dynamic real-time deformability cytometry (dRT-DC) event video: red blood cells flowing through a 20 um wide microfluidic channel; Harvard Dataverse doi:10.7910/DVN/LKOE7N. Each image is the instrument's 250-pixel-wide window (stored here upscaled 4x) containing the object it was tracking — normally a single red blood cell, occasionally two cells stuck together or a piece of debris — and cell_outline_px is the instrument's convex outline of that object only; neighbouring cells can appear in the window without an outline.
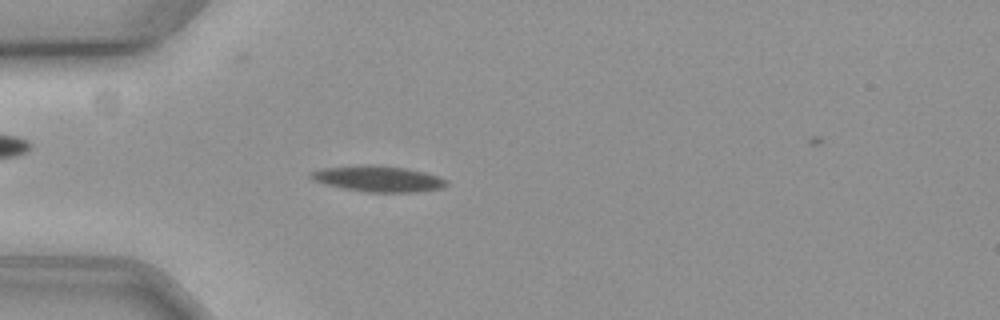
{"species": "common noctule bat (a hibernating species)", "species_latin": "Nyctalus noctula", "temperature_condition": "cold", "stored_images_in_passage": 56, "camera_frame_rate_fps": 3000, "um_per_image_px": 0.085, "animal": {"sex": "female", "body_mass_g": 19.3, "forearm_length_mm": 54.1}, "frame": {"image": 1, "passage_image": 17, "time_ms": 5.333, "image_size_px": [1000, 320], "cell_outline_px": [[448, 184], [440, 188], [412, 192], [368, 192], [344, 188], [312, 180], [308, 176], [308, 172], [324, 168], [360, 164], [372, 164], [408, 168], [424, 172], [436, 176], [444, 180]], "centroid_in_image_um": [32.08, 15.17], "position_along_channel_um": 52.9, "area_um2": 20.35}}
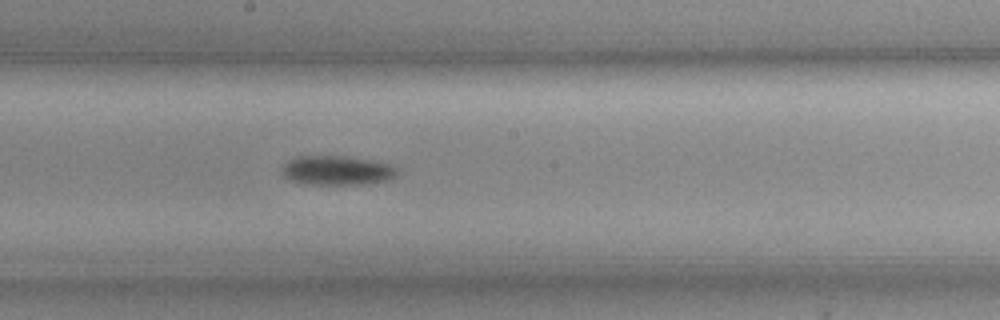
{"frame": {"image": 2, "passage_image": 32, "time_ms": 10.333, "image_size_px": [1000, 320], "cell_outline_px": [[396, 176], [392, 180], [364, 184], [304, 184], [292, 180], [284, 176], [280, 172], [284, 164], [288, 160], [296, 156], [344, 156], [372, 160], [388, 164], [396, 168]], "centroid_in_image_um": [28.63, 14.49], "position_along_channel_um": 219.6, "area_um2": 19.77}}
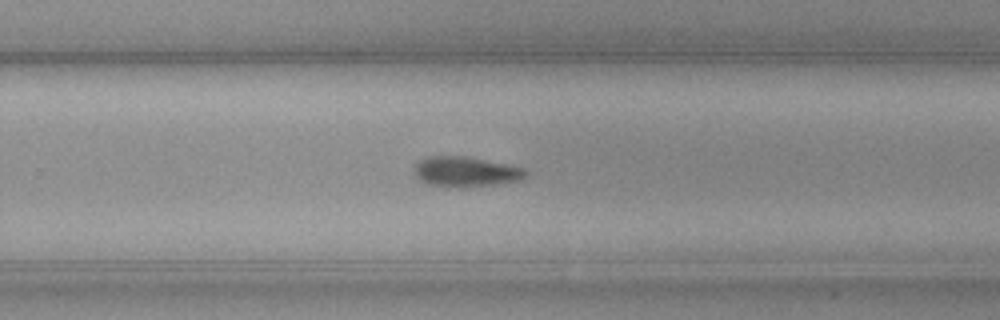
{"frame": {"image": 3, "passage_image": 38, "time_ms": 12.333, "image_size_px": [1000, 320], "cell_outline_px": [[528, 172], [520, 180], [504, 184], [468, 188], [448, 188], [424, 184], [416, 176], [412, 168], [420, 160], [428, 156], [464, 156], [524, 168]], "centroid_in_image_um": [39.54, 14.64], "position_along_channel_um": 290.3, "area_um2": 20.06}}